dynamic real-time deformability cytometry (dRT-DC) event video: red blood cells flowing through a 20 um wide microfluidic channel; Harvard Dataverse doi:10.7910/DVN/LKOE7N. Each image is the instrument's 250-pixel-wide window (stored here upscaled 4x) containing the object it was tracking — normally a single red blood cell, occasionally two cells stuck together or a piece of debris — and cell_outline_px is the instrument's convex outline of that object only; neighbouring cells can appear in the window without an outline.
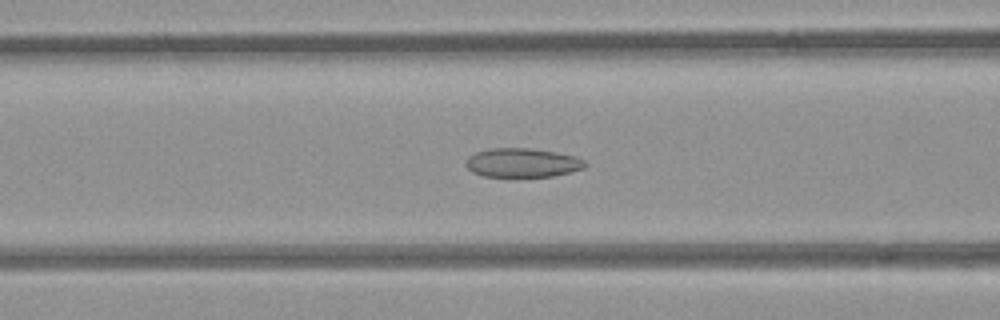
{"species": "common noctule bat (a hibernating species)", "species_latin": "Nyctalus noctula", "temperature_condition": "room temperature", "stored_images_in_passage": 53, "camera_frame_rate_fps": 3000, "um_per_image_px": 0.085, "animal": {"sex": "female", "body_mass_g": 21.9}, "frame": {"image": 1, "passage_image": 21, "time_ms": 6.667, "image_size_px": [1000, 320], "cell_outline_px": [[588, 164], [584, 168], [572, 172], [552, 176], [484, 176], [472, 172], [464, 164], [468, 156], [476, 152], [488, 148], [528, 148], [556, 152], [576, 156], [584, 160]], "centroid_in_image_um": [44.41, 13.82], "position_along_channel_um": 122.2, "area_um2": 20.23}}
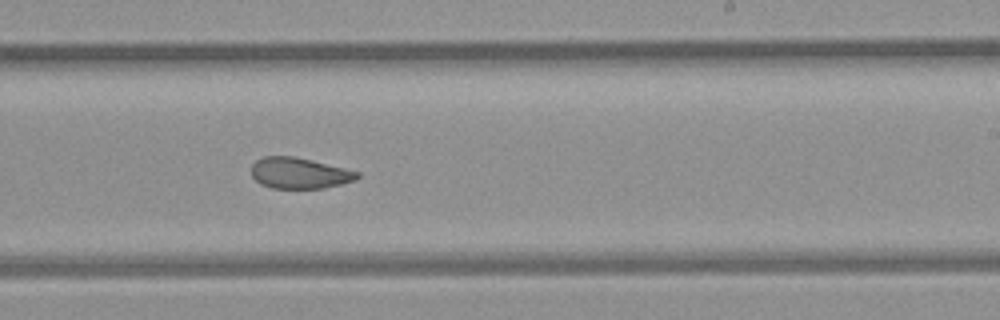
{"frame": {"image": 2, "passage_image": 32, "time_ms": 10.333, "image_size_px": [1000, 320], "cell_outline_px": [[360, 176], [356, 180], [324, 188], [272, 188], [260, 184], [252, 176], [252, 164], [256, 160], [264, 156], [292, 156], [312, 160], [360, 172]], "centroid_in_image_um": [25.45, 14.71], "position_along_channel_um": 263.6, "area_um2": 19.07}}
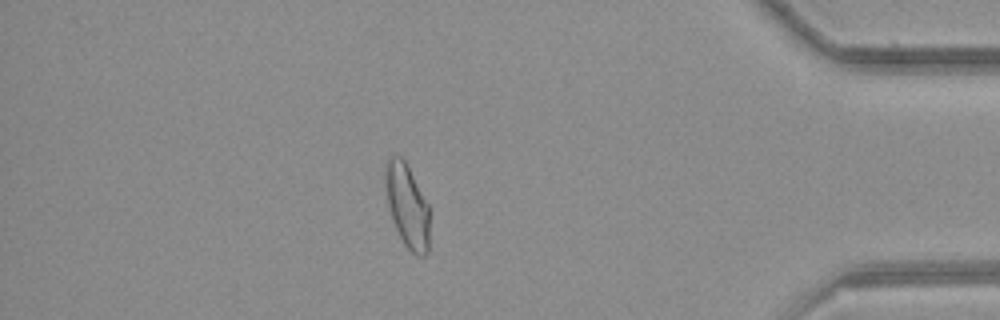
{"frame": {"image": 3, "passage_image": 46, "time_ms": 15.0, "image_size_px": [1000, 320], "cell_outline_px": [[428, 252], [424, 256], [416, 256], [404, 244], [392, 220], [388, 204], [384, 180], [384, 168], [388, 156], [400, 156], [404, 160], [428, 204]], "centroid_in_image_um": [34.58, 17.48], "position_along_channel_um": 400.6, "area_um2": 21.27}, "authors_computed_cell_mechanics": {"area_um2": 21.675, "velocity_mm_per_s": 3.8586, "shape_relaxation_time_tau1_ms": null, "shape_relaxation_time_tau2_ms": 2.4459, "deformation_change_tau1": null, "deformation_change_tau2": 0.0825}}